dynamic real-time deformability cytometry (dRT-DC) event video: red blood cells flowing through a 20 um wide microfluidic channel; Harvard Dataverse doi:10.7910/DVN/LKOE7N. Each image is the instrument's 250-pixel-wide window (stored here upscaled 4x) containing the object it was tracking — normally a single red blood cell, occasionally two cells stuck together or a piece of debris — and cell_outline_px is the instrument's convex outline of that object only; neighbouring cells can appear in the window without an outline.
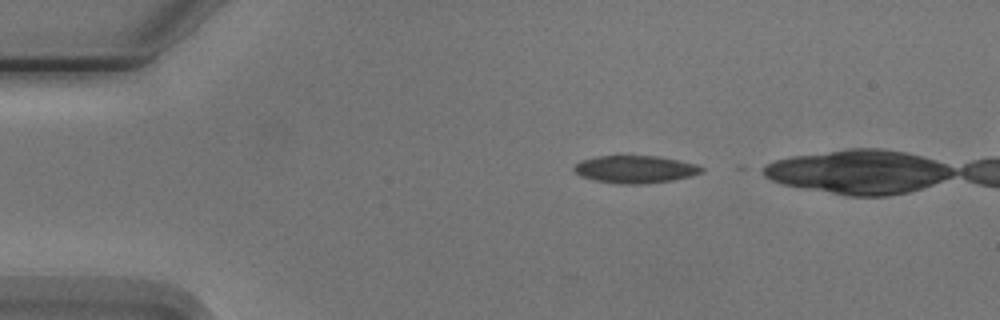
{"species": "Egyptian fruit bat (a non-hibernating species)", "species_latin": "Rousettus aegyptiacus", "temperature_condition": "cold", "stored_images_in_passage": 9, "camera_frame_rate_fps": 3000, "um_per_image_px": 0.085, "animal": {"sex": "male"}, "frame": {"image": 1, "passage_image": 1, "time_ms": 0.0, "image_size_px": [1000, 320], "cell_outline_px": [[704, 172], [692, 176], [672, 180], [640, 184], [620, 184], [596, 180], [580, 176], [572, 168], [580, 160], [596, 156], [656, 156], [696, 164], [704, 168]], "centroid_in_image_um": [53.99, 14.39], "position_along_channel_um": 31.0, "area_um2": 20.35}}
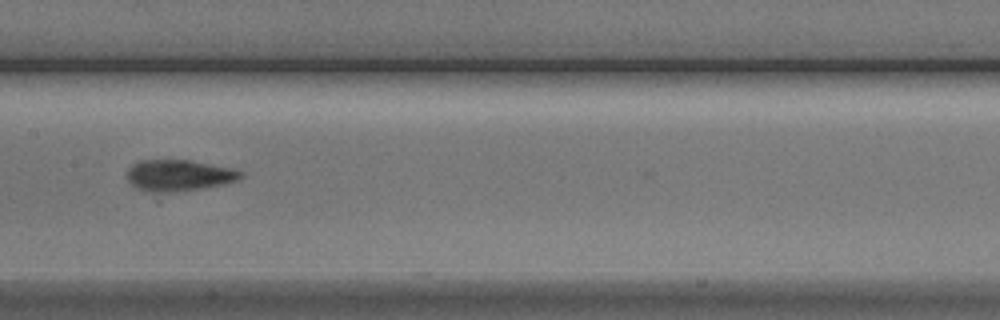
{"frame": {"image": 2, "passage_image": 6, "time_ms": 5.667, "image_size_px": [1000, 320], "cell_outline_px": [[244, 176], [240, 180], [224, 184], [200, 188], [168, 192], [144, 192], [136, 188], [128, 180], [128, 168], [132, 164], [140, 160], [192, 160], [232, 168], [244, 172]], "centroid_in_image_um": [15.23, 14.9], "position_along_channel_um": 192.2, "area_um2": 20.87}}
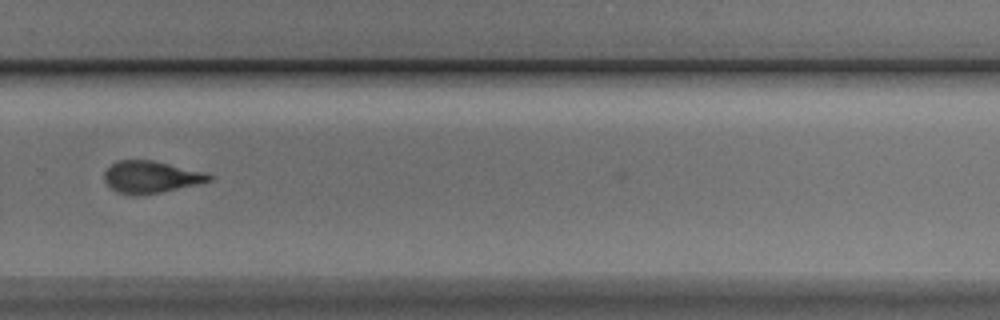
{"frame": {"image": 3, "passage_image": 9, "time_ms": 9.0, "image_size_px": [1000, 320], "cell_outline_px": [[216, 176], [212, 180], [164, 192], [116, 192], [104, 180], [104, 172], [116, 160], [152, 160], [204, 172]], "centroid_in_image_um": [12.86, 15.0], "position_along_channel_um": 316.9, "area_um2": 18.9}}